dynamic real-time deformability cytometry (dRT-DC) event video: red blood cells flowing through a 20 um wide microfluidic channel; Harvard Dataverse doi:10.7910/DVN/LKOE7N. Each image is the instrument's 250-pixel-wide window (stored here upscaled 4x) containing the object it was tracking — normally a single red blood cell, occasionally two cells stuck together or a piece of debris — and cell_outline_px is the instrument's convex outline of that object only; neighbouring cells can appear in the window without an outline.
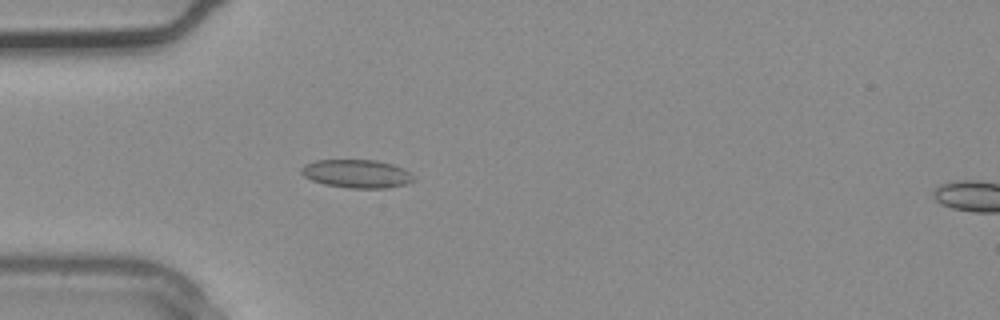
{"species": "common noctule bat (a hibernating species)", "species_latin": "Nyctalus noctula", "temperature_condition": "warm", "stored_images_in_passage": 4, "camera_frame_rate_fps": 3000, "um_per_image_px": 0.085, "animal": {"sex": "male", "body_mass_g": 20.4}, "frame": {"image": 1, "passage_image": 3, "time_ms": 0.667, "image_size_px": [1000, 320], "cell_outline_px": [[412, 180], [408, 184], [388, 188], [348, 188], [324, 184], [312, 180], [304, 176], [300, 172], [300, 168], [304, 164], [316, 160], [376, 160], [392, 164], [404, 168], [412, 176]], "centroid_in_image_um": [30.3, 14.76], "position_along_channel_um": 54.7, "area_um2": 18.55}}